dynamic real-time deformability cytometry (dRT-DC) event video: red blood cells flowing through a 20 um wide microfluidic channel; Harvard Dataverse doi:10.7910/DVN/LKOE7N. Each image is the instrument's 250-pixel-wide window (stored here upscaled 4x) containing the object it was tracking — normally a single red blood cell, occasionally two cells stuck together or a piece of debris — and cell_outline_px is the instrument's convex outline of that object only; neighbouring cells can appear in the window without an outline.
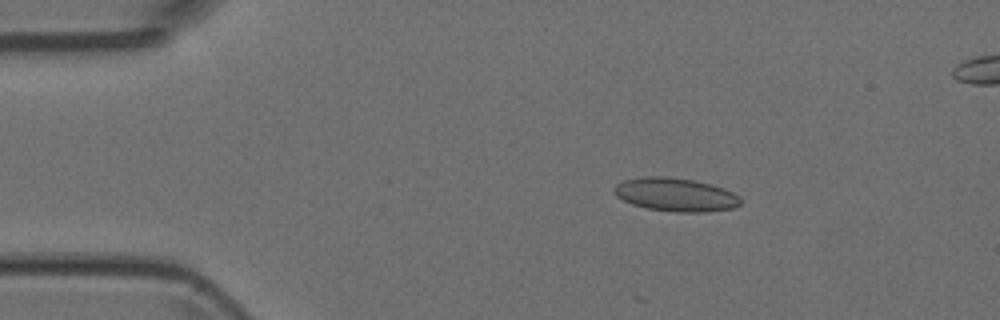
{"species": "Egyptian fruit bat (a non-hibernating species)", "species_latin": "Rousettus aegyptiacus", "temperature_condition": "room temperature", "stored_images_in_passage": 5, "camera_frame_rate_fps": 3000, "um_per_image_px": 0.085, "animal": {"sex": "female"}, "frame": {"image": 1, "passage_image": 3, "time_ms": 0.667, "image_size_px": [1000, 320], "cell_outline_px": [[740, 204], [732, 208], [704, 212], [676, 212], [648, 208], [632, 204], [616, 196], [612, 192], [612, 188], [616, 184], [624, 180], [644, 176], [668, 176], [692, 180], [724, 188], [740, 196]], "centroid_in_image_um": [57.38, 16.53], "position_along_channel_um": 27.6, "area_um2": 24.57}}